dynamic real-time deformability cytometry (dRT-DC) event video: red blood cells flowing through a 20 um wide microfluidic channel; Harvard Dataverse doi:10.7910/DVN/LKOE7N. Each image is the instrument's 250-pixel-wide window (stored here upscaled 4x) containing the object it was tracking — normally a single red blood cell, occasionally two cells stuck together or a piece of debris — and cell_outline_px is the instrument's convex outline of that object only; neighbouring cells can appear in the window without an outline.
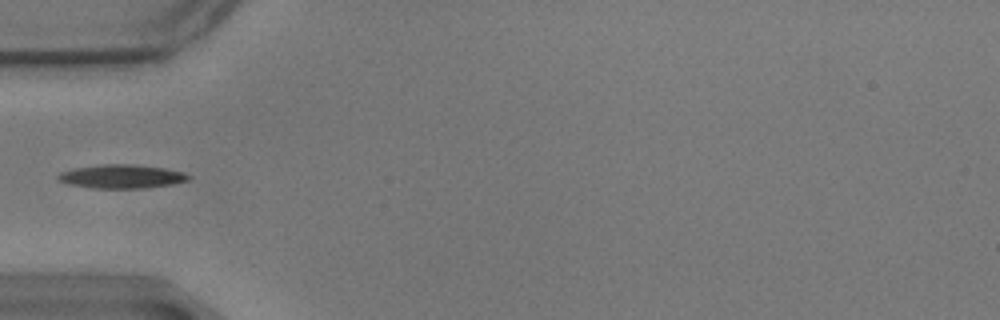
{"species": "common noctule bat (a hibernating species)", "species_latin": "Nyctalus noctula", "temperature_condition": "warm", "stored_images_in_passage": 40, "camera_frame_rate_fps": 3000, "um_per_image_px": 0.085, "animal": {"sex": "male", "body_mass_g": 17.9}, "frame": {"image": 1, "passage_image": 1, "time_ms": 0.0, "image_size_px": [1000, 320], "cell_outline_px": [[192, 176], [188, 180], [172, 184], [144, 188], [92, 188], [68, 184], [56, 180], [56, 176], [60, 172], [72, 168], [100, 164], [132, 164], [164, 168], [180, 172]], "centroid_in_image_um": [10.26, 14.99], "position_along_channel_um": 74.7, "area_um2": 18.09}}
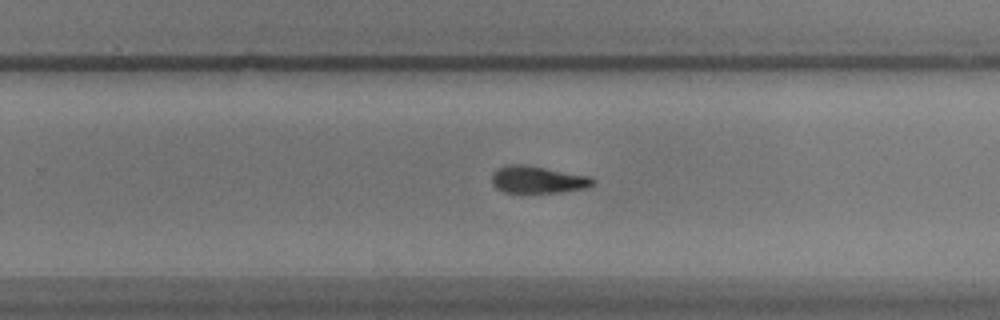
{"frame": {"image": 2, "passage_image": 19, "time_ms": 6.0, "image_size_px": [1000, 320], "cell_outline_px": [[596, 180], [588, 188], [560, 192], [504, 192], [496, 188], [492, 184], [492, 176], [500, 168], [516, 164], [524, 164], [592, 176]], "centroid_in_image_um": [45.78, 15.27], "position_along_channel_um": 284.0, "area_um2": 15.84}}
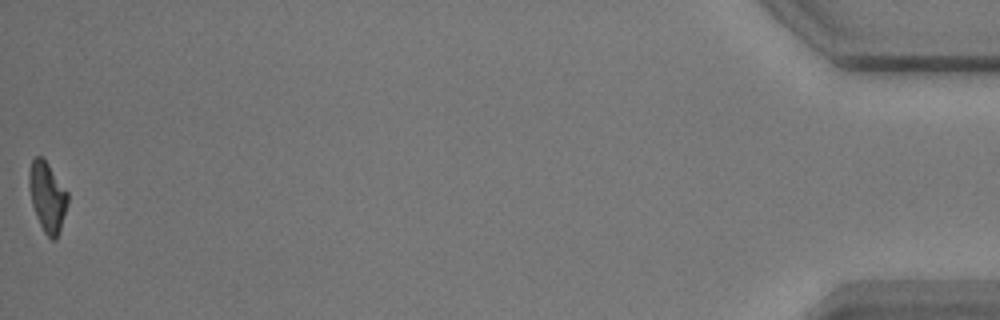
{"frame": {"image": 3, "passage_image": 40, "time_ms": 13.0, "image_size_px": [1000, 320], "cell_outline_px": [[68, 204], [56, 240], [52, 240], [44, 232], [36, 216], [32, 204], [28, 184], [28, 172], [32, 160], [36, 156], [40, 156], [48, 164], [68, 192]], "centroid_in_image_um": [4.01, 16.73], "position_along_channel_um": 431.2, "area_um2": 15.61}}